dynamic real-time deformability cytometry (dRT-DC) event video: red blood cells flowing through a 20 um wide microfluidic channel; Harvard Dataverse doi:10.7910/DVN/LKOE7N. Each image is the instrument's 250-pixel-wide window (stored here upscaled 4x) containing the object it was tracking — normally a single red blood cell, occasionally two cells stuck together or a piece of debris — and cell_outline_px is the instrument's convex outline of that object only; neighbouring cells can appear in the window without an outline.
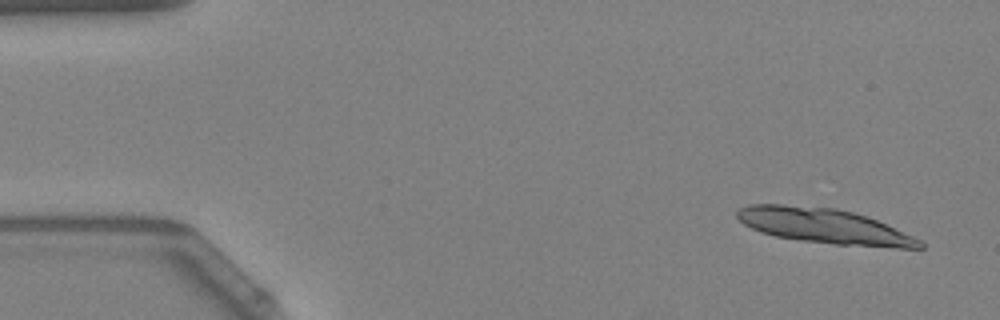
{"species": "Egyptian fruit bat (a non-hibernating species)", "species_latin": "Rousettus aegyptiacus", "temperature_condition": "warm", "stored_images_in_passage": 13, "camera_frame_rate_fps": 3000, "um_per_image_px": 0.085, "animal": {"sex": "female"}, "frame": {"image": 1, "passage_image": 1, "time_ms": 0.0, "image_size_px": [1000, 320], "cell_outline_px": [[924, 248], [896, 248], [836, 244], [800, 240], [776, 236], [760, 232], [744, 224], [736, 216], [736, 212], [740, 208], [748, 204], [780, 204], [836, 208], [852, 212], [876, 220], [912, 236], [920, 240], [924, 244]], "centroid_in_image_um": [70.03, 19.21], "position_along_channel_um": 15.0, "area_um2": 36.88}}